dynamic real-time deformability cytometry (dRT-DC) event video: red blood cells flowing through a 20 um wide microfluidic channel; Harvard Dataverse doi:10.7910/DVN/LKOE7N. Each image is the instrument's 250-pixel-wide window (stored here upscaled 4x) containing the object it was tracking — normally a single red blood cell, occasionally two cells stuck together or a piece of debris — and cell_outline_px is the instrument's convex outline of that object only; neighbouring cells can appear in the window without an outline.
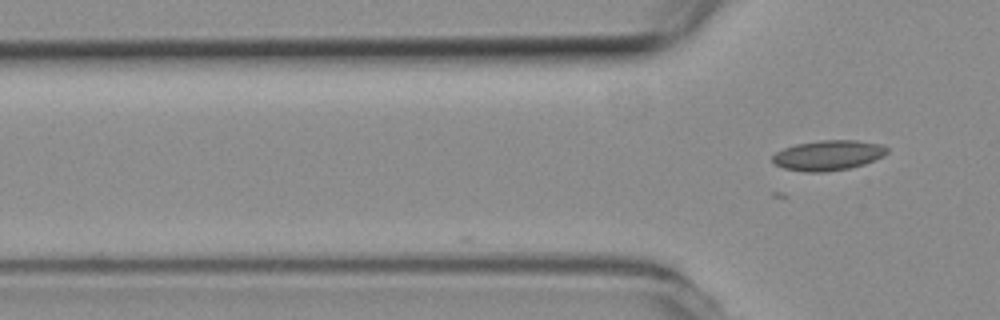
{"species": "common noctule bat (a hibernating species)", "species_latin": "Nyctalus noctula", "temperature_condition": "room temperature", "stored_images_in_passage": 3, "camera_frame_rate_fps": 3000, "um_per_image_px": 0.085, "animal": {"sex": "female", "body_mass_g": 19.3, "forearm_length_mm": 54.1}, "frame": {"image": 1, "passage_image": 3, "time_ms": 0.667, "image_size_px": [1000, 320], "cell_outline_px": [[888, 152], [884, 156], [864, 164], [848, 168], [824, 172], [804, 172], [784, 168], [776, 164], [772, 160], [772, 156], [776, 152], [784, 148], [796, 144], [820, 140], [856, 140], [880, 144], [888, 148]], "centroid_in_image_um": [70.4, 13.2], "position_along_channel_um": 55.4, "area_um2": 20.06}}